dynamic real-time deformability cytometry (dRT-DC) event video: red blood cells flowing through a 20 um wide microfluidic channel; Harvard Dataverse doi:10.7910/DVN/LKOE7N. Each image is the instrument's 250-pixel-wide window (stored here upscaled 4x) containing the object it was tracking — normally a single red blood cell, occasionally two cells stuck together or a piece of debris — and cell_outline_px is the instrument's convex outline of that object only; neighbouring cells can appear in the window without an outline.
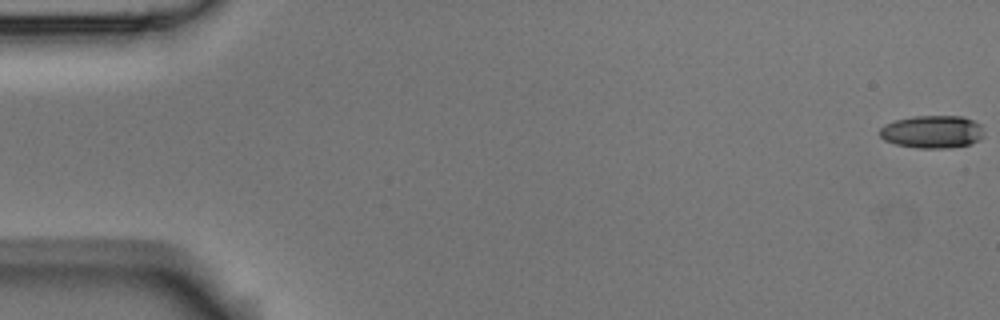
{"species": "Egyptian fruit bat (a non-hibernating species)", "species_latin": "Rousettus aegyptiacus", "temperature_condition": "room temperature", "stored_images_in_passage": 7, "camera_frame_rate_fps": 3000, "um_per_image_px": 0.085, "animal": {"sex": "male"}, "frame": {"image": 1, "passage_image": 1, "time_ms": 0.0, "image_size_px": [1000, 320], "cell_outline_px": [[984, 136], [980, 140], [972, 144], [952, 148], [916, 148], [896, 144], [884, 140], [880, 136], [880, 128], [884, 124], [896, 120], [912, 116], [964, 116], [980, 124]], "centroid_in_image_um": [79.26, 11.21], "position_along_channel_um": 5.7, "area_um2": 20.11}}